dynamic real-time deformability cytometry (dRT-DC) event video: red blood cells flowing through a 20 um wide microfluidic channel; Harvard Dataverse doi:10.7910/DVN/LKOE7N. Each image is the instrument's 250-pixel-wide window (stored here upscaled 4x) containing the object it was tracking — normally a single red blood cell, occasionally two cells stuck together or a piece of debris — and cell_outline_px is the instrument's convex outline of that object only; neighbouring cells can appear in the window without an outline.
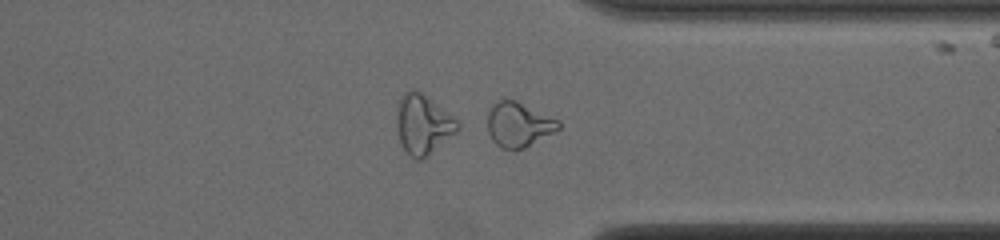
{"species": "common noctule bat (a hibernating species)", "species_latin": "Nyctalus noctula", "temperature_condition": "cold", "stored_images_in_passage": 38, "camera_frame_rate_fps": 3000, "um_per_image_px": 0.085, "animal": {"sex": "male", "body_mass_g": 19.0, "forearm_length_mm": 50.8}, "frame": {"image": 1, "passage_image": 27, "time_ms": 8.667, "image_size_px": [1000, 240], "cell_outline_px": [[560, 128], [556, 132], [524, 148], [500, 148], [492, 140], [488, 132], [488, 112], [492, 104], [504, 96], [516, 100], [560, 120]], "centroid_in_image_um": [44.09, 10.55], "position_along_channel_um": 367.3, "area_um2": 18.79}, "authors_computed_cell_mechanics": {"area_um2": 17.7157, "velocity_mm_per_s": 3.8981, "shape_relaxation_time_tau1_ms": null, "shape_relaxation_time_tau2_ms": 2.4438, "deformation_change_tau1": null, "deformation_change_tau2": 0.0946}}